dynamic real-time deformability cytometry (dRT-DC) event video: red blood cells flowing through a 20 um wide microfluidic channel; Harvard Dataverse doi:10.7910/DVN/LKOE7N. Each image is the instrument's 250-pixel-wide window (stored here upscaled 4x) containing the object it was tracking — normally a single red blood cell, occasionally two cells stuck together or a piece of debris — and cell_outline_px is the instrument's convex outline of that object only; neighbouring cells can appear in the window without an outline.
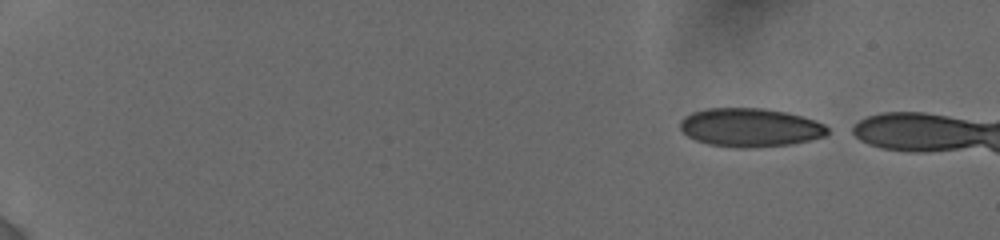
{"species": "human", "species_latin": "Homo sapiens", "temperature_condition": "cold", "stored_images_in_passage": 6, "camera_frame_rate_fps": 3000, "um_per_image_px": 0.085, "donor": {"sex": "female"}, "frame": {"image": 1, "passage_image": 1, "time_ms": 0.0, "image_size_px": [1000, 240], "cell_outline_px": [[828, 132], [824, 136], [792, 144], [744, 148], [736, 148], [708, 144], [696, 140], [688, 136], [680, 128], [680, 120], [684, 116], [692, 112], [708, 108], [764, 108], [788, 112], [816, 120], [824, 124], [828, 128]], "centroid_in_image_um": [63.76, 10.83], "position_along_channel_um": 21.2, "area_um2": 33.23}}